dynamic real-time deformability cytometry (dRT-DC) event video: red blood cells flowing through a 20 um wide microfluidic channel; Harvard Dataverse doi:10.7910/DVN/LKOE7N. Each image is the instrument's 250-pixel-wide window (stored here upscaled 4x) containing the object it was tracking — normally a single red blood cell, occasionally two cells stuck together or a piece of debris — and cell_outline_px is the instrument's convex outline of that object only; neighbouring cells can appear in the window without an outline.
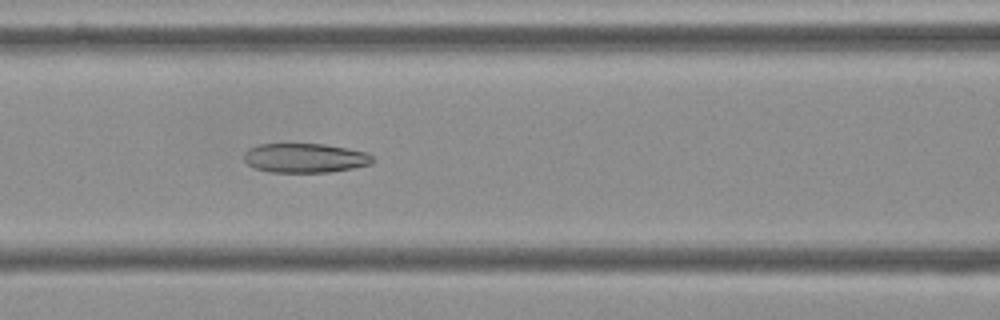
{"species": "Egyptian fruit bat (a non-hibernating species)", "species_latin": "Rousettus aegyptiacus", "temperature_condition": "cold", "stored_images_in_passage": 40, "camera_frame_rate_fps": 3000, "um_per_image_px": 0.085, "frame": {"image": 1, "passage_image": 8, "time_ms": 2.333, "image_size_px": [1000, 320], "cell_outline_px": [[376, 160], [372, 164], [332, 172], [272, 172], [256, 168], [248, 164], [244, 160], [244, 152], [248, 148], [260, 144], [324, 144], [348, 148], [364, 152], [372, 156]], "centroid_in_image_um": [25.94, 13.43], "position_along_channel_um": 140.7, "area_um2": 22.02}}
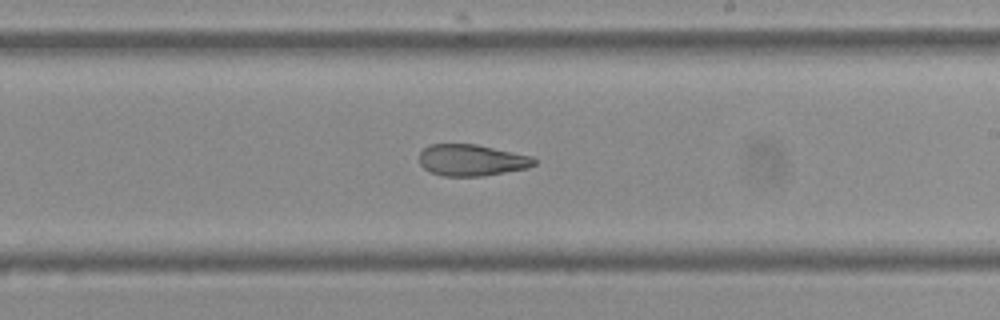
{"frame": {"image": 2, "passage_image": 17, "time_ms": 5.333, "image_size_px": [1000, 320], "cell_outline_px": [[536, 164], [528, 168], [484, 176], [444, 176], [428, 172], [420, 164], [420, 152], [424, 148], [432, 144], [476, 144], [532, 156], [536, 160]], "centroid_in_image_um": [40.09, 13.62], "position_along_channel_um": 248.9, "area_um2": 21.15}}
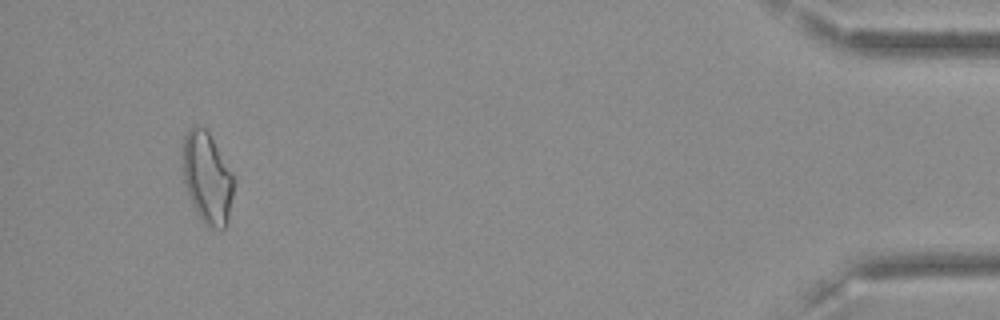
{"frame": {"image": 3, "passage_image": 37, "time_ms": 12.0, "image_size_px": [1000, 320], "cell_outline_px": [[232, 196], [228, 224], [224, 228], [208, 228], [204, 224], [196, 212], [188, 192], [184, 180], [184, 136], [192, 124], [204, 128], [208, 132], [232, 172]], "centroid_in_image_um": [17.62, 15.14], "position_along_channel_um": 417.6, "area_um2": 26.59}, "authors_computed_cell_mechanics": {"area_um2": 22.7443, "velocity_mm_per_s": 3.6156, "shape_relaxation_time_tau1_ms": null, "shape_relaxation_time_tau2_ms": 4.0785, "deformation_change_tau1": null, "deformation_change_tau2": 0.1232}}